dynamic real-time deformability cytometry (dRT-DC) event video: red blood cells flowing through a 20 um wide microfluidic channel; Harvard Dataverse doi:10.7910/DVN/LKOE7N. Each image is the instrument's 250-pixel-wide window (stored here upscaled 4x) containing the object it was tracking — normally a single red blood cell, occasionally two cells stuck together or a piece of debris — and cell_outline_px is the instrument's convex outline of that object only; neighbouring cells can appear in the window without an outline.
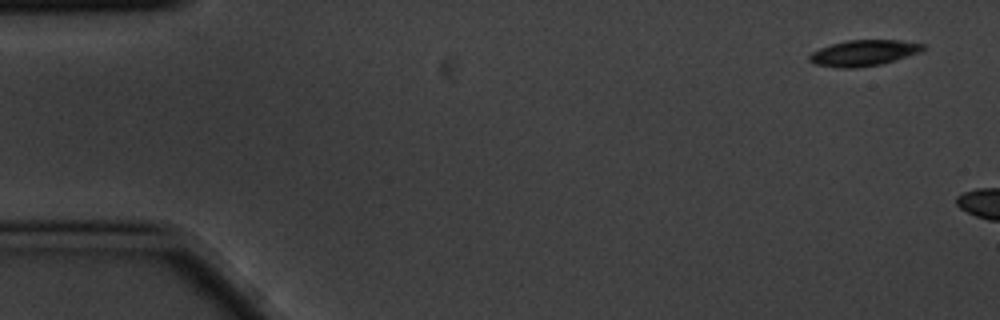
{"species": "common noctule bat (a hibernating species)", "species_latin": "Nyctalus noctula", "temperature_condition": "cold", "stored_images_in_passage": 3, "camera_frame_rate_fps": 3000, "um_per_image_px": 0.085, "animal": {"sex": "male", "body_mass_g": 20.1, "forearm_length_mm": 53.5}, "frame": {"image": 1, "passage_image": 1, "time_ms": 0.0, "image_size_px": [1000, 320], "cell_outline_px": [[928, 48], [920, 52], [880, 64], [852, 68], [840, 68], [812, 64], [808, 60], [808, 56], [812, 52], [820, 48], [832, 44], [848, 40], [900, 40], [924, 44]], "centroid_in_image_um": [73.39, 4.5], "position_along_channel_um": 11.6, "area_um2": 17.11}}